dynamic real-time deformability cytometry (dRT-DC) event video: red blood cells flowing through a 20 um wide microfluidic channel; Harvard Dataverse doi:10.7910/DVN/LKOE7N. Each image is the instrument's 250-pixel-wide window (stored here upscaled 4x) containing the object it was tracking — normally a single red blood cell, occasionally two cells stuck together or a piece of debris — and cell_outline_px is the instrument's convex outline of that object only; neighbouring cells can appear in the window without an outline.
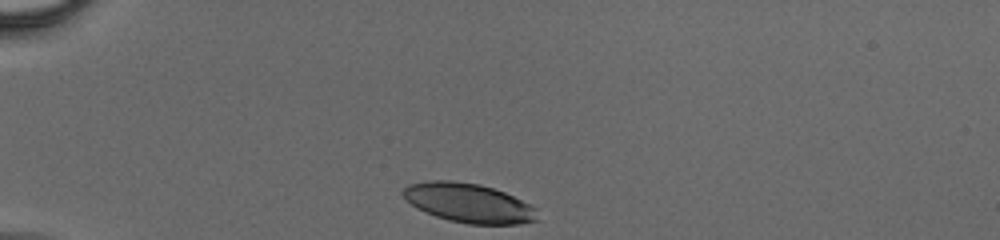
{"species": "human", "species_latin": "Homo sapiens", "temperature_condition": "cold", "stored_images_in_passage": 34, "camera_frame_rate_fps": 3000, "um_per_image_px": 0.085, "donor": {"sex": "male"}, "frame": {"image": 1, "passage_image": 1, "time_ms": 0.0, "image_size_px": [1000, 240], "cell_outline_px": [[536, 220], [520, 224], [468, 224], [448, 220], [436, 216], [416, 208], [400, 192], [408, 184], [428, 180], [452, 180], [480, 184], [504, 192], [536, 208]], "centroid_in_image_um": [39.79, 17.24], "position_along_channel_um": 45.2, "area_um2": 30.52}}
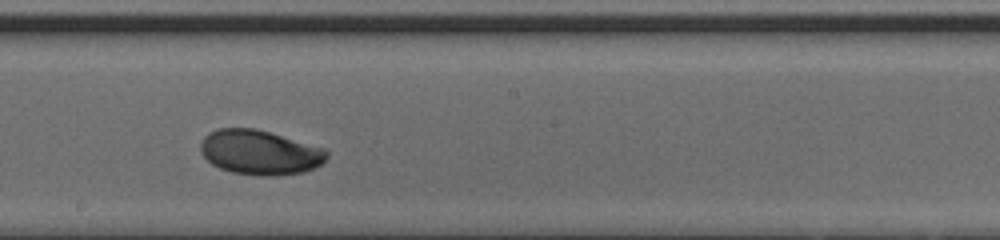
{"frame": {"image": 2, "passage_image": 19, "time_ms": 6.0, "image_size_px": [1000, 240], "cell_outline_px": [[328, 156], [320, 164], [304, 172], [276, 176], [264, 176], [232, 172], [220, 168], [212, 164], [200, 152], [200, 144], [204, 136], [208, 132], [220, 128], [256, 128], [324, 148], [328, 152]], "centroid_in_image_um": [22.06, 12.95], "position_along_channel_um": 226.1, "area_um2": 32.77}}
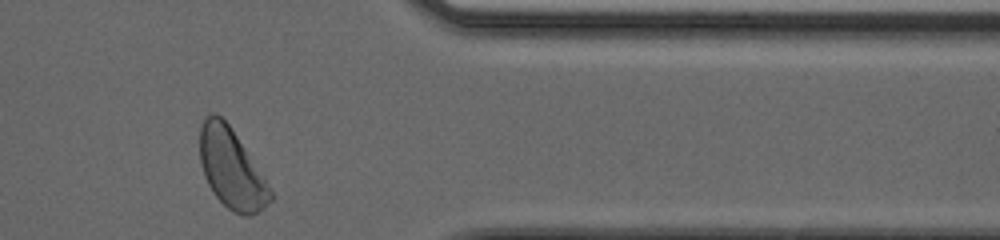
{"frame": {"image": 3, "passage_image": 33, "time_ms": 10.667, "image_size_px": [1000, 240], "cell_outline_px": [[272, 200], [264, 208], [252, 216], [244, 216], [232, 212], [216, 196], [208, 184], [204, 176], [200, 160], [200, 128], [204, 120], [212, 112], [216, 112], [228, 124], [264, 176], [272, 192]], "centroid_in_image_um": [19.68, 14.37], "position_along_channel_um": 391.7, "area_um2": 32.43}}